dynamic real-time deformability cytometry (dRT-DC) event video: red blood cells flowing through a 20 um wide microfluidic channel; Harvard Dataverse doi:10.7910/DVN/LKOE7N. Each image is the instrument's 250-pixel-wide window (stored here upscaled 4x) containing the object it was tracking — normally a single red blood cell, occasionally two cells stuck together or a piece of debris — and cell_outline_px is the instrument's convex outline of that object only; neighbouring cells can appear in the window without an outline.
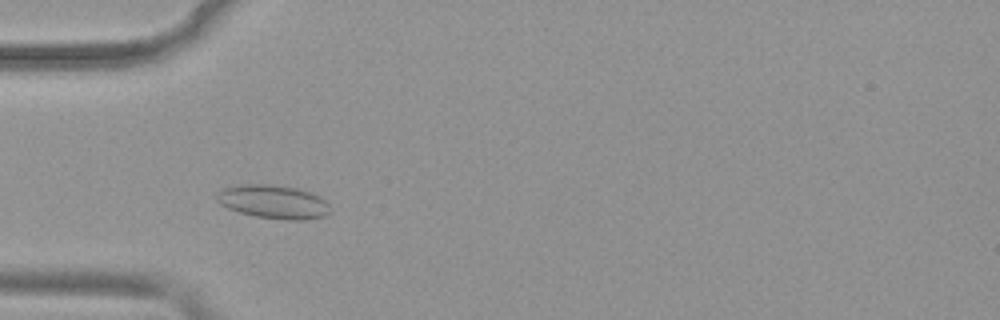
{"species": "common noctule bat (a hibernating species)", "species_latin": "Nyctalus noctula", "temperature_condition": "warm", "stored_images_in_passage": 39, "camera_frame_rate_fps": 3000, "um_per_image_px": 0.085, "animal": {"sex": "female", "body_mass_g": 19.9}, "frame": {"image": 1, "passage_image": 10, "time_ms": 3.0, "image_size_px": [1000, 320], "cell_outline_px": [[328, 212], [324, 216], [304, 220], [288, 220], [256, 216], [240, 212], [228, 208], [220, 204], [216, 200], [216, 192], [224, 188], [244, 184], [272, 184], [300, 188], [312, 192], [320, 196], [328, 204]], "centroid_in_image_um": [23.23, 17.14], "position_along_channel_um": 61.8, "area_um2": 22.25}}
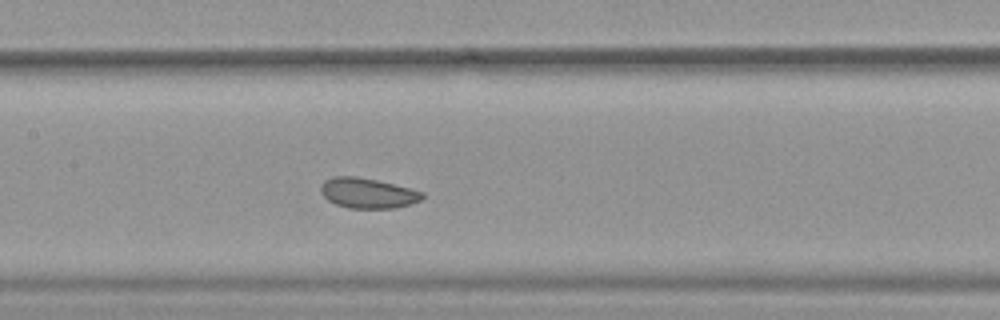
{"frame": {"image": 2, "passage_image": 19, "time_ms": 6.0, "image_size_px": [1000, 320], "cell_outline_px": [[424, 196], [420, 200], [412, 204], [396, 208], [348, 208], [336, 204], [328, 200], [320, 192], [320, 184], [324, 180], [332, 176], [356, 176], [376, 180], [424, 192]], "centroid_in_image_um": [31.22, 16.41], "position_along_channel_um": 176.2, "area_um2": 17.92}}
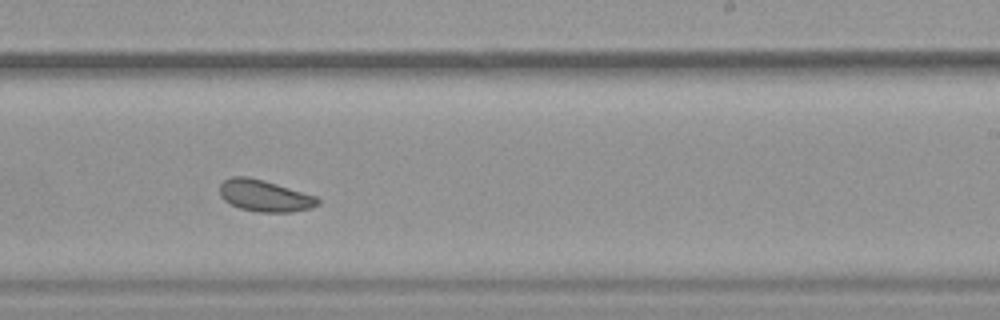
{"frame": {"image": 3, "passage_image": 26, "time_ms": 8.333, "image_size_px": [1000, 320], "cell_outline_px": [[320, 204], [312, 208], [292, 212], [256, 212], [240, 208], [224, 200], [220, 196], [220, 184], [224, 180], [232, 176], [248, 176], [264, 180], [316, 196], [320, 200]], "centroid_in_image_um": [22.5, 16.64], "position_along_channel_um": 266.5, "area_um2": 18.15}}